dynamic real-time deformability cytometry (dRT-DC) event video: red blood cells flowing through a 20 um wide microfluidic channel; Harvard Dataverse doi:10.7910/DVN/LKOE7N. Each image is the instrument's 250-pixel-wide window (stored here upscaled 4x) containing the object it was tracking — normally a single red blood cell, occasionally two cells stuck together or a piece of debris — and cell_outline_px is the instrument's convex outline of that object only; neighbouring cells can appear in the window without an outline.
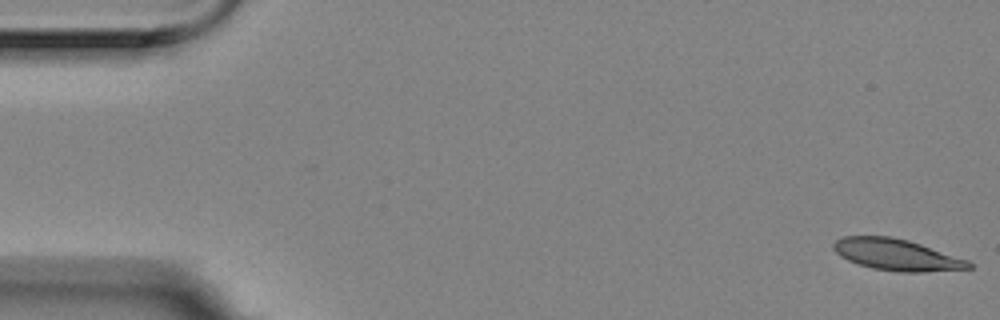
{"species": "Egyptian fruit bat (a non-hibernating species)", "species_latin": "Rousettus aegyptiacus", "temperature_condition": "room temperature", "stored_images_in_passage": 5, "camera_frame_rate_fps": 3000, "um_per_image_px": 0.085, "animal": {"sex": "female"}, "frame": {"image": 1, "passage_image": 1, "time_ms": 0.0, "image_size_px": [1000, 320], "cell_outline_px": [[972, 268], [924, 272], [900, 272], [872, 268], [848, 260], [840, 256], [832, 248], [832, 244], [836, 240], [844, 236], [888, 236], [908, 240], [968, 260], [972, 264]], "centroid_in_image_um": [76.19, 21.65], "position_along_channel_um": 8.8, "area_um2": 24.57}}